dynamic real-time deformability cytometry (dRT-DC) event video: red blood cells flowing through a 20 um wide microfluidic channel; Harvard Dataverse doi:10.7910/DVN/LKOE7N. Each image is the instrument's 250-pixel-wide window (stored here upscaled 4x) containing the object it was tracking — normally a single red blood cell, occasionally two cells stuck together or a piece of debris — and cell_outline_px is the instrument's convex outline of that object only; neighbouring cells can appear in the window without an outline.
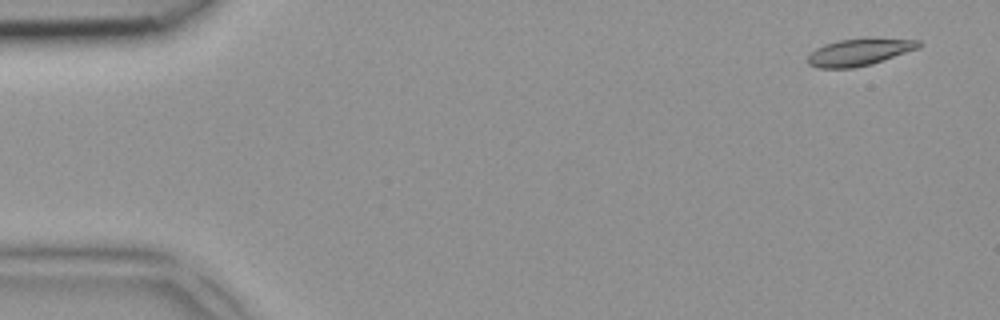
{"species": "common noctule bat (a hibernating species)", "species_latin": "Nyctalus noctula", "temperature_condition": "room temperature", "stored_images_in_passage": 5, "camera_frame_rate_fps": 3000, "um_per_image_px": 0.085, "animal": {"sex": "female", "body_mass_g": 18.4}, "frame": {"image": 1, "passage_image": 1, "time_ms": 0.0, "image_size_px": [1000, 320], "cell_outline_px": [[924, 44], [920, 48], [872, 64], [852, 68], [816, 68], [808, 64], [808, 56], [816, 48], [824, 44], [840, 40], [920, 40]], "centroid_in_image_um": [73.02, 4.47], "position_along_channel_um": 12.0, "area_um2": 16.94}}
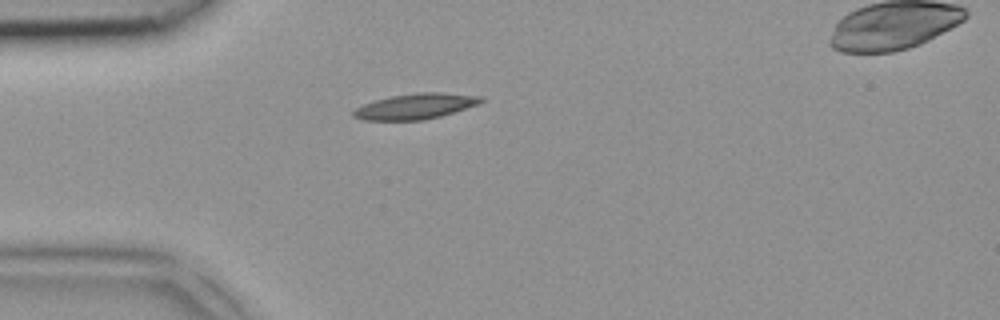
{"frame": {"image": 2, "passage_image": 4, "time_ms": 1.0, "image_size_px": [1000, 320], "cell_outline_px": [[484, 100], [480, 104], [440, 116], [424, 120], [360, 120], [352, 116], [352, 112], [356, 108], [364, 104], [376, 100], [392, 96], [420, 92], [440, 92], [484, 96]], "centroid_in_image_um": [35.34, 9.03], "position_along_channel_um": 49.7, "area_um2": 19.02}}